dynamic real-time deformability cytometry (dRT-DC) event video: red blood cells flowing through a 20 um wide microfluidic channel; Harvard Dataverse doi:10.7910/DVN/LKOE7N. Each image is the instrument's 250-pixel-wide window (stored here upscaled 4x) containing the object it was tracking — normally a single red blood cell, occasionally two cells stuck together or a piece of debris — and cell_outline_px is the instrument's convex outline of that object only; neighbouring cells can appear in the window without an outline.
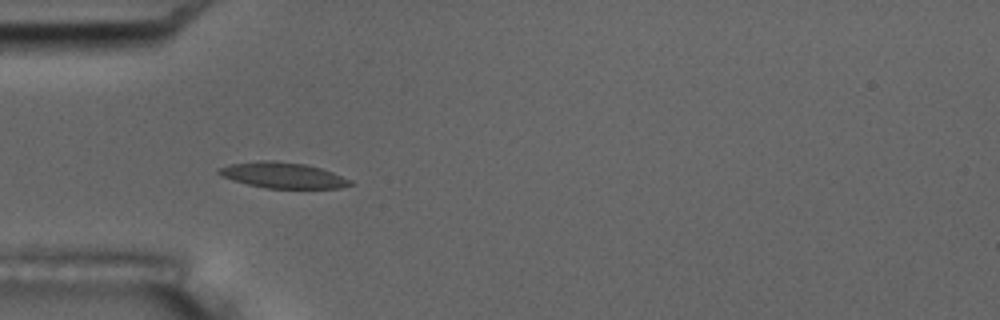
{"species": "common noctule bat (a hibernating species)", "species_latin": "Nyctalus noctula", "temperature_condition": "room temperature", "stored_images_in_passage": 6, "camera_frame_rate_fps": 3000, "um_per_image_px": 0.085, "animal": {"sex": "male", "body_mass_g": 17.5, "forearm_length_mm": 52.3}, "frame": {"image": 1, "passage_image": 5, "time_ms": 4.667, "image_size_px": [1000, 320], "cell_outline_px": [[356, 184], [340, 188], [264, 188], [232, 180], [220, 176], [216, 172], [216, 168], [232, 164], [260, 160], [272, 160], [304, 164], [320, 168], [332, 172], [352, 180]], "centroid_in_image_um": [24.03, 14.9], "position_along_channel_um": 61.0, "area_um2": 19.83}}